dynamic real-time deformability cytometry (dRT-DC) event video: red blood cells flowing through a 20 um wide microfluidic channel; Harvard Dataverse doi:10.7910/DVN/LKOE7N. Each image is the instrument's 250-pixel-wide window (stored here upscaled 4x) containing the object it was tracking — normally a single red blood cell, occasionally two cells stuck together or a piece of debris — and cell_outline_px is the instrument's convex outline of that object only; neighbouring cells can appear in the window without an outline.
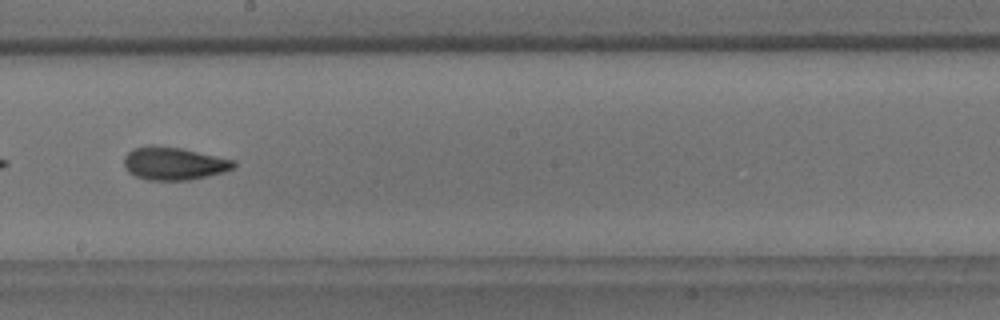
{"species": "common noctule bat (a hibernating species)", "species_latin": "Nyctalus noctula", "temperature_condition": "room temperature", "stored_images_in_passage": 34, "camera_frame_rate_fps": 3000, "um_per_image_px": 0.085, "animal": {"sex": "male", "body_mass_g": 18.8}, "frame": {"image": 1, "passage_image": 15, "time_ms": 4.667, "image_size_px": [1000, 320], "cell_outline_px": [[236, 168], [224, 172], [208, 176], [188, 180], [148, 180], [136, 176], [128, 172], [124, 164], [124, 156], [132, 148], [180, 148], [236, 160]], "centroid_in_image_um": [14.84, 13.94], "position_along_channel_um": 233.4, "area_um2": 20.52}, "authors_computed_cell_mechanics": {"area_um2": 20.3167, "velocity_mm_per_s": 3.7391, "shape_relaxation_time_tau1_ms": 8.2859, "shape_relaxation_time_tau2_ms": 1.798, "deformation_change_tau1": 0.2138, "deformation_change_tau2": 0.0835}}